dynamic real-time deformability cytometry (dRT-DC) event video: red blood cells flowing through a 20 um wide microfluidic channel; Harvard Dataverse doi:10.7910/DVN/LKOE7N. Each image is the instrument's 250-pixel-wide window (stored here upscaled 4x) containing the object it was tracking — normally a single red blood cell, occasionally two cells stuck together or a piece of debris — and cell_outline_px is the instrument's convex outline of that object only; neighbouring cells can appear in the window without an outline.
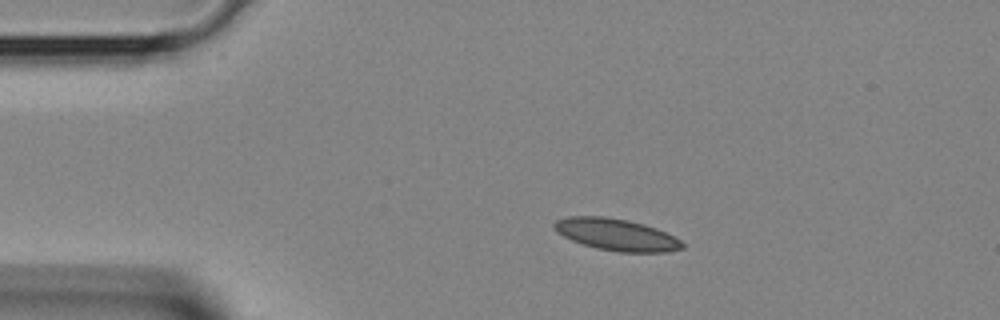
{"species": "Egyptian fruit bat (a non-hibernating species)", "species_latin": "Rousettus aegyptiacus", "temperature_condition": "room temperature", "stored_images_in_passage": 2, "camera_frame_rate_fps": 3000, "um_per_image_px": 0.085, "animal": {"sex": "female"}, "frame": {"image": 1, "passage_image": 1, "time_ms": 0.0, "image_size_px": [1000, 320], "cell_outline_px": [[684, 248], [664, 252], [620, 252], [596, 248], [572, 240], [556, 232], [552, 224], [556, 220], [568, 216], [604, 216], [628, 220], [644, 224], [656, 228], [680, 240], [684, 244]], "centroid_in_image_um": [52.37, 19.93], "position_along_channel_um": 32.6, "area_um2": 23.64}}